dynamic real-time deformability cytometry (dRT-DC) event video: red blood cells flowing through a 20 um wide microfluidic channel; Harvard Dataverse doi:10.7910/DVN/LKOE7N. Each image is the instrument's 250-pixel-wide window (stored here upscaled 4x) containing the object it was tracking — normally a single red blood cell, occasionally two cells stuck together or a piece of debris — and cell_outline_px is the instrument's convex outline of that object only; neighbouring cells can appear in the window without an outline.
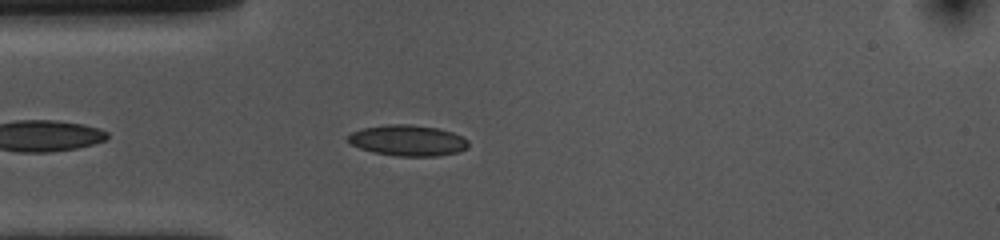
{"species": "common noctule bat (a hibernating species)", "species_latin": "Nyctalus noctula", "temperature_condition": "cold", "stored_images_in_passage": 12, "camera_frame_rate_fps": 3000, "um_per_image_px": 0.085, "animal": {"sex": "female", "body_mass_g": 10.0, "forearm_length_mm": 53.1}, "frame": {"image": 1, "passage_image": 4, "time_ms": 1.0, "image_size_px": [1000, 240], "cell_outline_px": [[468, 148], [460, 152], [436, 156], [396, 156], [376, 152], [360, 148], [344, 140], [352, 132], [360, 128], [388, 124], [408, 124], [440, 128], [452, 132], [468, 140]], "centroid_in_image_um": [34.66, 11.93], "position_along_channel_um": 50.3, "area_um2": 21.79}}
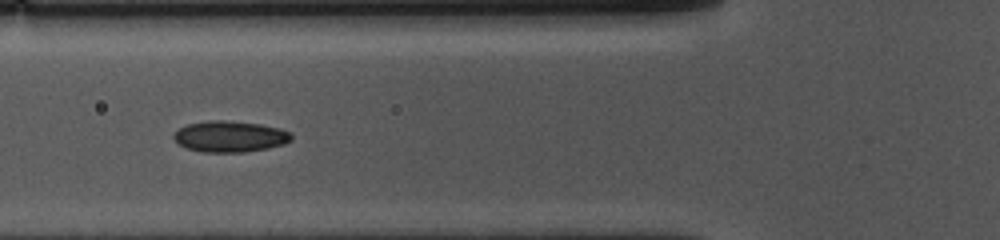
{"frame": {"image": 2, "passage_image": 9, "time_ms": 2.667, "image_size_px": [1000, 240], "cell_outline_px": [[292, 140], [284, 144], [268, 148], [244, 152], [204, 152], [188, 148], [180, 144], [172, 136], [180, 128], [188, 124], [208, 120], [224, 120], [260, 124], [280, 128], [292, 132]], "centroid_in_image_um": [19.6, 11.6], "position_along_channel_um": 106.2, "area_um2": 21.27}}